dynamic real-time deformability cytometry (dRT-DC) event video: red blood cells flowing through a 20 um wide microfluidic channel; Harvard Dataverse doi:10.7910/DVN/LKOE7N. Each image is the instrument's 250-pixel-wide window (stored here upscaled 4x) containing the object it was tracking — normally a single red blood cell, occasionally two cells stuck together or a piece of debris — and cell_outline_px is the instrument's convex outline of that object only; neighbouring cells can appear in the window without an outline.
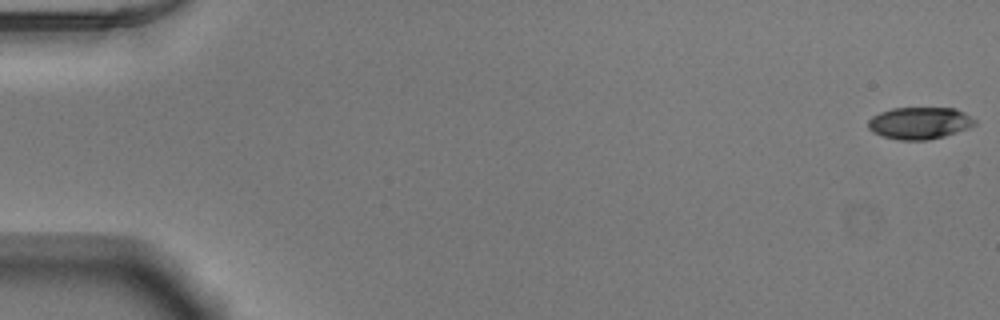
{"species": "Egyptian fruit bat (a non-hibernating species)", "species_latin": "Rousettus aegyptiacus", "temperature_condition": "warm", "stored_images_in_passage": 51, "camera_frame_rate_fps": 3000, "um_per_image_px": 0.085, "animal": {"sex": "male"}, "frame": {"image": 1, "passage_image": 1, "time_ms": 0.0, "image_size_px": [1000, 320], "cell_outline_px": [[976, 124], [968, 128], [944, 136], [928, 140], [900, 140], [884, 136], [872, 132], [868, 128], [868, 120], [872, 116], [880, 112], [892, 108], [956, 108], [964, 112], [976, 120]], "centroid_in_image_um": [78.16, 10.45], "position_along_channel_um": 6.8, "area_um2": 19.88}}
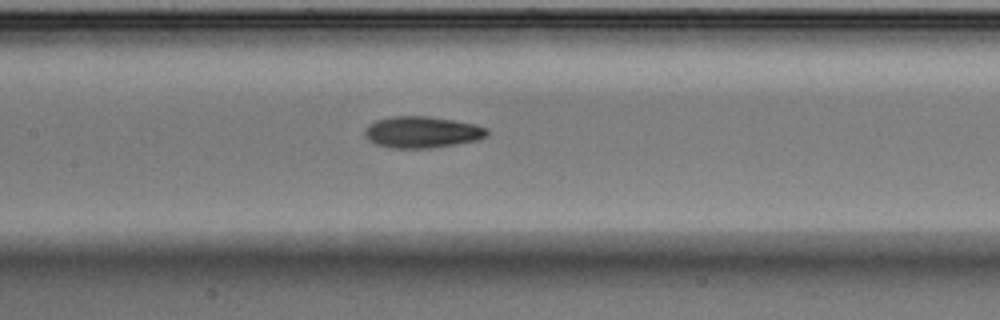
{"frame": {"image": 2, "passage_image": 26, "time_ms": 8.333, "image_size_px": [1000, 320], "cell_outline_px": [[488, 136], [476, 140], [456, 144], [432, 148], [388, 148], [376, 144], [368, 140], [364, 136], [364, 128], [368, 124], [376, 120], [392, 116], [428, 116], [476, 124], [488, 128]], "centroid_in_image_um": [35.84, 11.23], "position_along_channel_um": 171.6, "area_um2": 22.66}}
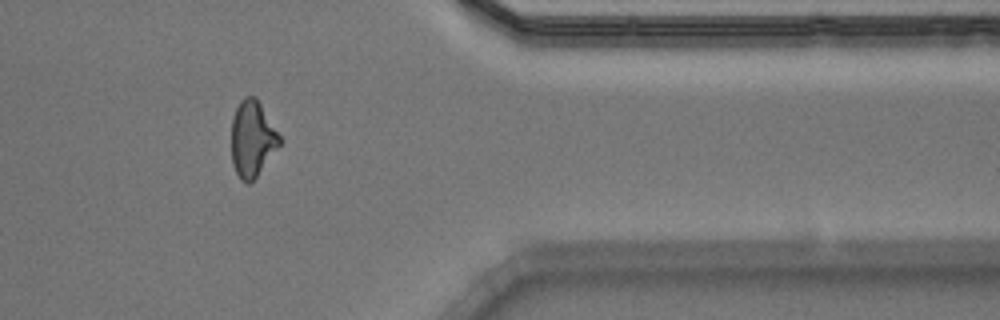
{"frame": {"image": 3, "passage_image": 44, "time_ms": 14.333, "image_size_px": [1000, 320], "cell_outline_px": [[280, 144], [256, 176], [248, 184], [240, 180], [232, 164], [232, 116], [240, 100], [244, 96], [256, 96], [280, 136]], "centroid_in_image_um": [21.42, 11.77], "position_along_channel_um": 390.0, "area_um2": 21.1}}